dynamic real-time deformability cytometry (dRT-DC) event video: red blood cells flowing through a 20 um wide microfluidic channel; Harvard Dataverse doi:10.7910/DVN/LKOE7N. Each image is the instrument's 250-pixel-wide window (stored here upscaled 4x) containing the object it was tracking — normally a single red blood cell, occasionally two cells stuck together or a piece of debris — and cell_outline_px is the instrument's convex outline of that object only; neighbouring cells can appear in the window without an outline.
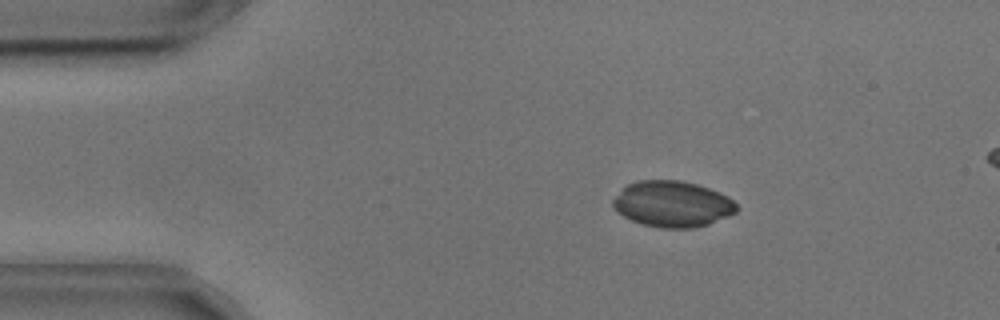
{"species": "common noctule bat (a hibernating species)", "species_latin": "Nyctalus noctula", "temperature_condition": "cold", "stored_images_in_passage": 13, "camera_frame_rate_fps": 3000, "um_per_image_px": 0.085, "animal": {"sex": "male", "body_mass_g": 17.9, "forearm_length_mm": 54.2}, "frame": {"image": 1, "passage_image": 7, "time_ms": 2.0, "image_size_px": [1000, 320], "cell_outline_px": [[740, 208], [736, 212], [728, 216], [708, 224], [692, 228], [660, 228], [644, 224], [632, 220], [624, 216], [612, 208], [612, 200], [628, 184], [636, 180], [680, 180], [696, 184], [720, 192], [728, 196]], "centroid_in_image_um": [57.17, 17.34], "position_along_channel_um": 27.8, "area_um2": 33.12}}